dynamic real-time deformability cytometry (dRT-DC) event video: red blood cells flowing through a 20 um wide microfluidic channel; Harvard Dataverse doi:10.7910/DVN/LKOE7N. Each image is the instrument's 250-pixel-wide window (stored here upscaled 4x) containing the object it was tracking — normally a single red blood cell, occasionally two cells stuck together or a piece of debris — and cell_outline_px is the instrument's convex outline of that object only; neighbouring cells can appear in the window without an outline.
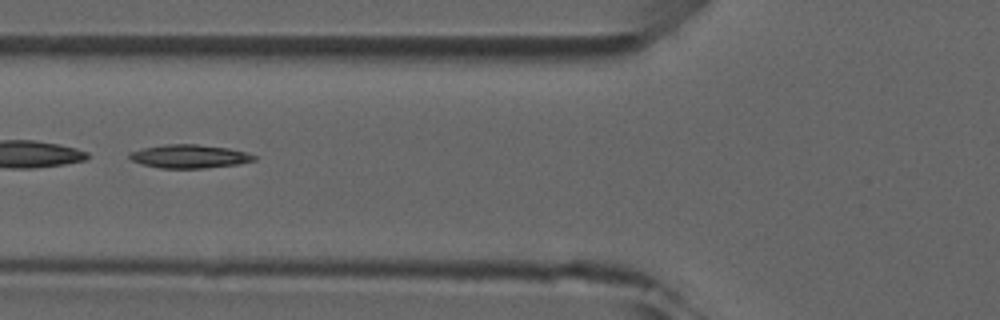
{"species": "common noctule bat (a hibernating species)", "species_latin": "Nyctalus noctula", "temperature_condition": "room temperature", "stored_images_in_passage": 6, "camera_frame_rate_fps": 3000, "um_per_image_px": 0.085, "animal": {"sex": "male", "forearm_length_mm": 52.5}, "frame": {"image": 1, "passage_image": 6, "time_ms": 6.667, "image_size_px": [1000, 320], "cell_outline_px": [[256, 160], [240, 164], [204, 168], [160, 168], [144, 164], [132, 160], [128, 156], [128, 152], [140, 148], [164, 144], [196, 144], [228, 148], [244, 152], [256, 156]], "centroid_in_image_um": [16.07, 13.28], "position_along_channel_um": 109.7, "area_um2": 17.05}}